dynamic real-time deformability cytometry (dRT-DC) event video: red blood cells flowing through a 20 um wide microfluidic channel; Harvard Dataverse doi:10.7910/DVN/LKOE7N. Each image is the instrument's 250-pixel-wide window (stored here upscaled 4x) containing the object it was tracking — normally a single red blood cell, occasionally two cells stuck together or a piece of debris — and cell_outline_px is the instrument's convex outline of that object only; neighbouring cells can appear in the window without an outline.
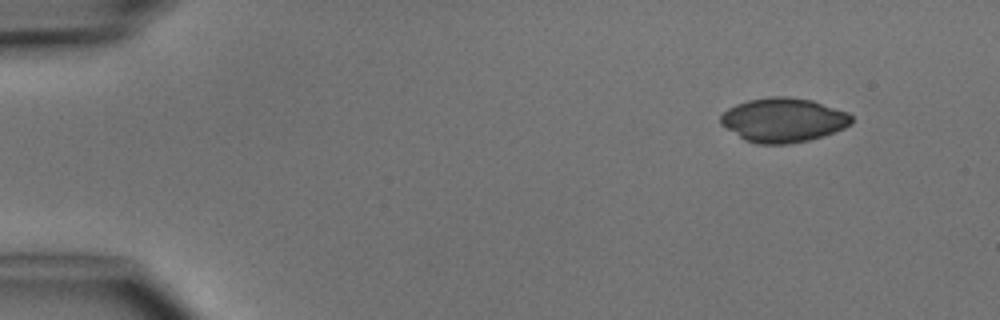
{"species": "common noctule bat (a hibernating species)", "species_latin": "Nyctalus noctula", "temperature_condition": "cold", "stored_images_in_passage": 4, "segment_of_instrument_passage": [2, 2], "camera_frame_rate_fps": 3000, "um_per_image_px": 0.085, "animal": {"sex": "male", "body_mass_g": 15.6}, "frame": {"image": 1, "passage_image": 4, "time_ms": 3.333, "image_size_px": [1000, 320], "cell_outline_px": [[852, 124], [844, 128], [824, 136], [808, 140], [788, 144], [756, 144], [744, 140], [720, 124], [720, 116], [728, 108], [736, 104], [748, 100], [768, 96], [784, 96], [812, 100], [848, 112], [852, 116]], "centroid_in_image_um": [66.58, 10.2], "position_along_channel_um": 18.4, "area_um2": 33.93}}